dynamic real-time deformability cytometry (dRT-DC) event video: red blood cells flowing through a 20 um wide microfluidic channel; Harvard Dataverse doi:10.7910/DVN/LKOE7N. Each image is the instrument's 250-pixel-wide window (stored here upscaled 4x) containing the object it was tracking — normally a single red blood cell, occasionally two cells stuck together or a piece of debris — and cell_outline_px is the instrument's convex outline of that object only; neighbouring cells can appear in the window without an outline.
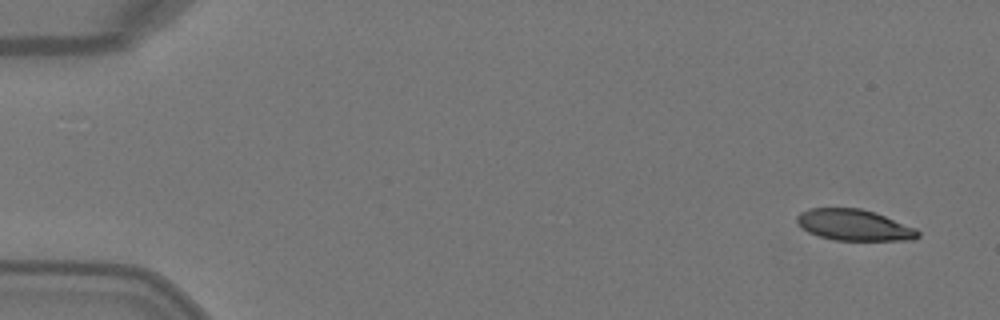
{"species": "Egyptian fruit bat (a non-hibernating species)", "species_latin": "Rousettus aegyptiacus", "temperature_condition": "warm", "stored_images_in_passage": 6, "camera_frame_rate_fps": 3000, "um_per_image_px": 0.085, "animal": {"sex": "female"}, "frame": {"image": 1, "passage_image": 1, "time_ms": 0.0, "image_size_px": [1000, 320], "cell_outline_px": [[920, 236], [912, 240], [836, 240], [820, 236], [808, 232], [796, 220], [796, 216], [800, 212], [808, 208], [860, 208], [876, 212], [916, 228], [920, 232]], "centroid_in_image_um": [72.63, 19.12], "position_along_channel_um": 12.4, "area_um2": 21.96}}
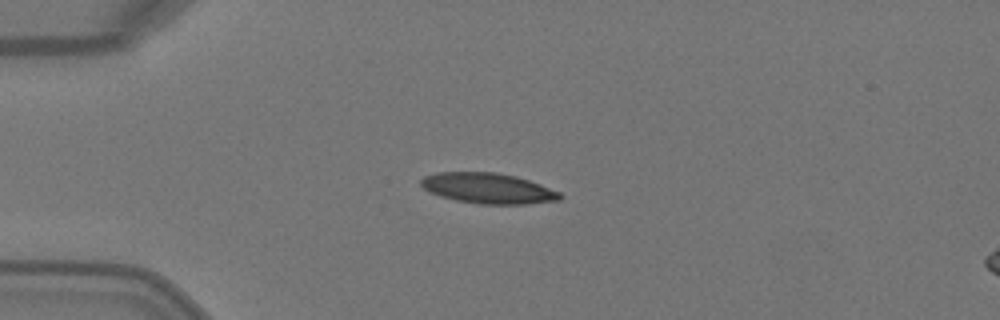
{"frame": {"image": 2, "passage_image": 4, "time_ms": 1.0, "image_size_px": [1000, 320], "cell_outline_px": [[564, 196], [560, 200], [528, 204], [480, 204], [456, 200], [440, 196], [428, 192], [420, 184], [420, 180], [424, 176], [436, 172], [496, 172], [516, 176], [540, 184], [560, 192]], "centroid_in_image_um": [41.48, 16.0], "position_along_channel_um": 43.5, "area_um2": 24.85}}
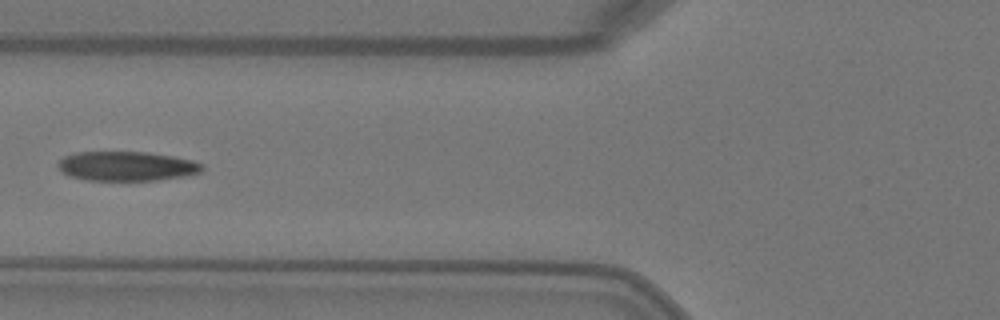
{"frame": {"image": 3, "passage_image": 6, "time_ms": 1.667, "image_size_px": [1000, 320], "cell_outline_px": [[204, 168], [200, 172], [184, 176], [156, 180], [84, 180], [68, 176], [60, 172], [56, 164], [64, 156], [76, 152], [148, 152], [172, 156], [192, 160], [204, 164]], "centroid_in_image_um": [10.73, 14.12], "position_along_channel_um": 115.1, "area_um2": 24.91}}